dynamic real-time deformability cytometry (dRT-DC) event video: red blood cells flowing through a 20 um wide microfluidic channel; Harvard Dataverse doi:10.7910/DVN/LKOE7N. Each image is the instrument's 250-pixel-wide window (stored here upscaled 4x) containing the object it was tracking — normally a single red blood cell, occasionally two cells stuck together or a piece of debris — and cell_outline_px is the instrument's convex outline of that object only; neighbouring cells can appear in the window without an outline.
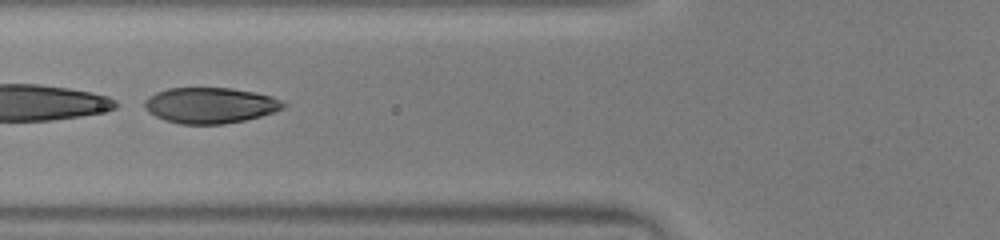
{"species": "human", "species_latin": "Homo sapiens", "temperature_condition": "warm", "stored_images_in_passage": 50, "segment_of_instrument_passage": [2, 2], "camera_frame_rate_fps": 3000, "um_per_image_px": 0.085, "donor": {"sex": "male"}, "frame": {"image": 1, "passage_image": 20, "time_ms": 6.333, "image_size_px": [1000, 240], "cell_outline_px": [[288, 104], [284, 108], [260, 116], [244, 120], [224, 124], [180, 124], [164, 120], [148, 112], [144, 108], [144, 100], [148, 96], [156, 92], [168, 88], [232, 88], [256, 92], [272, 96]], "centroid_in_image_um": [17.85, 8.95], "position_along_channel_um": 107.9, "area_um2": 29.07}}
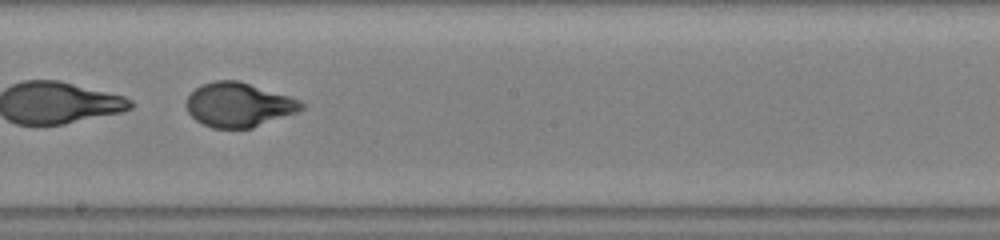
{"frame": {"image": 2, "passage_image": 29, "time_ms": 9.333, "image_size_px": [1000, 240], "cell_outline_px": [[304, 108], [296, 112], [252, 128], [212, 128], [196, 120], [188, 112], [188, 96], [196, 88], [204, 84], [216, 80], [240, 80], [300, 100], [304, 104]], "centroid_in_image_um": [20.3, 8.9], "position_along_channel_um": 227.9, "area_um2": 29.3}}